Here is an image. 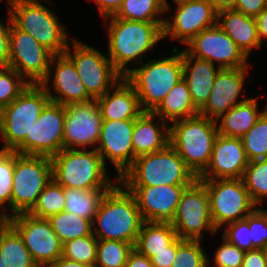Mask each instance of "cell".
Wrapping results in <instances>:
<instances>
[{"label": "cell", "instance_id": "cell-1", "mask_svg": "<svg viewBox=\"0 0 267 267\" xmlns=\"http://www.w3.org/2000/svg\"><path fill=\"white\" fill-rule=\"evenodd\" d=\"M107 25L108 53L113 67L124 77L131 68L129 63H143L145 55L163 39L164 22H142L105 17ZM134 62V63H132Z\"/></svg>", "mask_w": 267, "mask_h": 267}, {"label": "cell", "instance_id": "cell-2", "mask_svg": "<svg viewBox=\"0 0 267 267\" xmlns=\"http://www.w3.org/2000/svg\"><path fill=\"white\" fill-rule=\"evenodd\" d=\"M142 223L134 196L118 181L103 195L92 222L93 235L135 246Z\"/></svg>", "mask_w": 267, "mask_h": 267}, {"label": "cell", "instance_id": "cell-3", "mask_svg": "<svg viewBox=\"0 0 267 267\" xmlns=\"http://www.w3.org/2000/svg\"><path fill=\"white\" fill-rule=\"evenodd\" d=\"M169 57L148 59L132 68L124 78L134 87L144 112H153L172 88L183 79L182 51Z\"/></svg>", "mask_w": 267, "mask_h": 267}, {"label": "cell", "instance_id": "cell-4", "mask_svg": "<svg viewBox=\"0 0 267 267\" xmlns=\"http://www.w3.org/2000/svg\"><path fill=\"white\" fill-rule=\"evenodd\" d=\"M51 162L52 178L64 188L111 189L118 182L109 177L96 149H62L51 157Z\"/></svg>", "mask_w": 267, "mask_h": 267}, {"label": "cell", "instance_id": "cell-5", "mask_svg": "<svg viewBox=\"0 0 267 267\" xmlns=\"http://www.w3.org/2000/svg\"><path fill=\"white\" fill-rule=\"evenodd\" d=\"M217 136L216 120L198 114L170 124L169 144L198 178L210 163Z\"/></svg>", "mask_w": 267, "mask_h": 267}, {"label": "cell", "instance_id": "cell-6", "mask_svg": "<svg viewBox=\"0 0 267 267\" xmlns=\"http://www.w3.org/2000/svg\"><path fill=\"white\" fill-rule=\"evenodd\" d=\"M197 177L169 144L137 157L119 178L123 186L191 185Z\"/></svg>", "mask_w": 267, "mask_h": 267}, {"label": "cell", "instance_id": "cell-7", "mask_svg": "<svg viewBox=\"0 0 267 267\" xmlns=\"http://www.w3.org/2000/svg\"><path fill=\"white\" fill-rule=\"evenodd\" d=\"M46 3L51 0H43ZM42 0H18L9 4L7 10L11 22L29 33L37 42L54 55L64 54L69 41L67 30L59 21L55 10L47 8Z\"/></svg>", "mask_w": 267, "mask_h": 267}, {"label": "cell", "instance_id": "cell-8", "mask_svg": "<svg viewBox=\"0 0 267 267\" xmlns=\"http://www.w3.org/2000/svg\"><path fill=\"white\" fill-rule=\"evenodd\" d=\"M50 98L41 84L29 86L9 105L0 110V150L13 151L26 137Z\"/></svg>", "mask_w": 267, "mask_h": 267}, {"label": "cell", "instance_id": "cell-9", "mask_svg": "<svg viewBox=\"0 0 267 267\" xmlns=\"http://www.w3.org/2000/svg\"><path fill=\"white\" fill-rule=\"evenodd\" d=\"M51 179L50 157L23 155L14 151L11 216L28 213Z\"/></svg>", "mask_w": 267, "mask_h": 267}, {"label": "cell", "instance_id": "cell-10", "mask_svg": "<svg viewBox=\"0 0 267 267\" xmlns=\"http://www.w3.org/2000/svg\"><path fill=\"white\" fill-rule=\"evenodd\" d=\"M201 181L209 195L210 216L217 231L228 223L245 219L257 207L242 178Z\"/></svg>", "mask_w": 267, "mask_h": 267}, {"label": "cell", "instance_id": "cell-11", "mask_svg": "<svg viewBox=\"0 0 267 267\" xmlns=\"http://www.w3.org/2000/svg\"><path fill=\"white\" fill-rule=\"evenodd\" d=\"M64 54L75 64L82 83L94 99L103 96L123 78L107 55L76 38H72Z\"/></svg>", "mask_w": 267, "mask_h": 267}, {"label": "cell", "instance_id": "cell-12", "mask_svg": "<svg viewBox=\"0 0 267 267\" xmlns=\"http://www.w3.org/2000/svg\"><path fill=\"white\" fill-rule=\"evenodd\" d=\"M172 226L184 240L203 241L204 232L218 233L211 220L207 189L198 178L182 193Z\"/></svg>", "mask_w": 267, "mask_h": 267}, {"label": "cell", "instance_id": "cell-13", "mask_svg": "<svg viewBox=\"0 0 267 267\" xmlns=\"http://www.w3.org/2000/svg\"><path fill=\"white\" fill-rule=\"evenodd\" d=\"M6 221L22 237L38 267H50L62 256L63 244L48 219L20 213L9 217Z\"/></svg>", "mask_w": 267, "mask_h": 267}, {"label": "cell", "instance_id": "cell-14", "mask_svg": "<svg viewBox=\"0 0 267 267\" xmlns=\"http://www.w3.org/2000/svg\"><path fill=\"white\" fill-rule=\"evenodd\" d=\"M53 56L50 50L11 22L9 68L14 69L29 84H41L48 74Z\"/></svg>", "mask_w": 267, "mask_h": 267}, {"label": "cell", "instance_id": "cell-15", "mask_svg": "<svg viewBox=\"0 0 267 267\" xmlns=\"http://www.w3.org/2000/svg\"><path fill=\"white\" fill-rule=\"evenodd\" d=\"M65 106L50 101L26 137L13 151L23 155L52 157L63 149Z\"/></svg>", "mask_w": 267, "mask_h": 267}, {"label": "cell", "instance_id": "cell-16", "mask_svg": "<svg viewBox=\"0 0 267 267\" xmlns=\"http://www.w3.org/2000/svg\"><path fill=\"white\" fill-rule=\"evenodd\" d=\"M185 46L191 56L207 60L220 69L250 66L249 58L218 24L202 30Z\"/></svg>", "mask_w": 267, "mask_h": 267}, {"label": "cell", "instance_id": "cell-17", "mask_svg": "<svg viewBox=\"0 0 267 267\" xmlns=\"http://www.w3.org/2000/svg\"><path fill=\"white\" fill-rule=\"evenodd\" d=\"M102 121L96 99L66 105L63 149H95L100 139Z\"/></svg>", "mask_w": 267, "mask_h": 267}, {"label": "cell", "instance_id": "cell-18", "mask_svg": "<svg viewBox=\"0 0 267 267\" xmlns=\"http://www.w3.org/2000/svg\"><path fill=\"white\" fill-rule=\"evenodd\" d=\"M175 5L173 16L165 18L163 39L170 37L185 46L202 30L217 24L218 11L207 0H185Z\"/></svg>", "mask_w": 267, "mask_h": 267}, {"label": "cell", "instance_id": "cell-19", "mask_svg": "<svg viewBox=\"0 0 267 267\" xmlns=\"http://www.w3.org/2000/svg\"><path fill=\"white\" fill-rule=\"evenodd\" d=\"M134 123L135 120L102 121L100 139L95 149L105 166L109 161L113 164L118 180L135 160L132 145Z\"/></svg>", "mask_w": 267, "mask_h": 267}, {"label": "cell", "instance_id": "cell-20", "mask_svg": "<svg viewBox=\"0 0 267 267\" xmlns=\"http://www.w3.org/2000/svg\"><path fill=\"white\" fill-rule=\"evenodd\" d=\"M190 185L124 186L135 198L143 221L173 224L181 195Z\"/></svg>", "mask_w": 267, "mask_h": 267}, {"label": "cell", "instance_id": "cell-21", "mask_svg": "<svg viewBox=\"0 0 267 267\" xmlns=\"http://www.w3.org/2000/svg\"><path fill=\"white\" fill-rule=\"evenodd\" d=\"M51 83L54 93L50 90L49 84ZM41 85L52 102L64 106L72 103H85L94 99L82 83L75 64L65 54L52 57L48 74Z\"/></svg>", "mask_w": 267, "mask_h": 267}, {"label": "cell", "instance_id": "cell-22", "mask_svg": "<svg viewBox=\"0 0 267 267\" xmlns=\"http://www.w3.org/2000/svg\"><path fill=\"white\" fill-rule=\"evenodd\" d=\"M249 66L234 69H221L214 81L212 91L206 104L199 110V114L216 120L232 107L246 101L238 100L243 92L246 77L249 76Z\"/></svg>", "mask_w": 267, "mask_h": 267}, {"label": "cell", "instance_id": "cell-23", "mask_svg": "<svg viewBox=\"0 0 267 267\" xmlns=\"http://www.w3.org/2000/svg\"><path fill=\"white\" fill-rule=\"evenodd\" d=\"M248 162L241 138L218 134L213 145L210 163L198 179H241Z\"/></svg>", "mask_w": 267, "mask_h": 267}, {"label": "cell", "instance_id": "cell-24", "mask_svg": "<svg viewBox=\"0 0 267 267\" xmlns=\"http://www.w3.org/2000/svg\"><path fill=\"white\" fill-rule=\"evenodd\" d=\"M96 100L103 120H135L144 112L137 92L124 77Z\"/></svg>", "mask_w": 267, "mask_h": 267}, {"label": "cell", "instance_id": "cell-25", "mask_svg": "<svg viewBox=\"0 0 267 267\" xmlns=\"http://www.w3.org/2000/svg\"><path fill=\"white\" fill-rule=\"evenodd\" d=\"M183 79L187 82L194 106L200 110L208 100L215 78L221 70L207 60L191 56L182 49Z\"/></svg>", "mask_w": 267, "mask_h": 267}, {"label": "cell", "instance_id": "cell-26", "mask_svg": "<svg viewBox=\"0 0 267 267\" xmlns=\"http://www.w3.org/2000/svg\"><path fill=\"white\" fill-rule=\"evenodd\" d=\"M169 141L170 125L153 112H143L135 119L132 141L135 159L164 149Z\"/></svg>", "mask_w": 267, "mask_h": 267}, {"label": "cell", "instance_id": "cell-27", "mask_svg": "<svg viewBox=\"0 0 267 267\" xmlns=\"http://www.w3.org/2000/svg\"><path fill=\"white\" fill-rule=\"evenodd\" d=\"M217 24L248 58L253 49L261 48L255 17L225 9L218 11Z\"/></svg>", "mask_w": 267, "mask_h": 267}, {"label": "cell", "instance_id": "cell-28", "mask_svg": "<svg viewBox=\"0 0 267 267\" xmlns=\"http://www.w3.org/2000/svg\"><path fill=\"white\" fill-rule=\"evenodd\" d=\"M258 98H249L232 107L228 112L216 119L218 134L226 137L242 138L267 110L258 109Z\"/></svg>", "mask_w": 267, "mask_h": 267}, {"label": "cell", "instance_id": "cell-29", "mask_svg": "<svg viewBox=\"0 0 267 267\" xmlns=\"http://www.w3.org/2000/svg\"><path fill=\"white\" fill-rule=\"evenodd\" d=\"M153 113L170 125L174 121L198 115L199 110L192 102L187 82L182 79L165 96Z\"/></svg>", "mask_w": 267, "mask_h": 267}, {"label": "cell", "instance_id": "cell-30", "mask_svg": "<svg viewBox=\"0 0 267 267\" xmlns=\"http://www.w3.org/2000/svg\"><path fill=\"white\" fill-rule=\"evenodd\" d=\"M176 238L172 224L143 221L134 249L151 259L156 253L168 250Z\"/></svg>", "mask_w": 267, "mask_h": 267}, {"label": "cell", "instance_id": "cell-31", "mask_svg": "<svg viewBox=\"0 0 267 267\" xmlns=\"http://www.w3.org/2000/svg\"><path fill=\"white\" fill-rule=\"evenodd\" d=\"M0 255L5 267H38L22 237L6 220H0Z\"/></svg>", "mask_w": 267, "mask_h": 267}, {"label": "cell", "instance_id": "cell-32", "mask_svg": "<svg viewBox=\"0 0 267 267\" xmlns=\"http://www.w3.org/2000/svg\"><path fill=\"white\" fill-rule=\"evenodd\" d=\"M110 189L80 190L64 188L65 212L93 222L103 195Z\"/></svg>", "mask_w": 267, "mask_h": 267}, {"label": "cell", "instance_id": "cell-33", "mask_svg": "<svg viewBox=\"0 0 267 267\" xmlns=\"http://www.w3.org/2000/svg\"><path fill=\"white\" fill-rule=\"evenodd\" d=\"M165 13L162 0H124L113 16L130 21L164 22Z\"/></svg>", "mask_w": 267, "mask_h": 267}, {"label": "cell", "instance_id": "cell-34", "mask_svg": "<svg viewBox=\"0 0 267 267\" xmlns=\"http://www.w3.org/2000/svg\"><path fill=\"white\" fill-rule=\"evenodd\" d=\"M48 220L62 244L93 234L92 221L76 214L63 211L50 216Z\"/></svg>", "mask_w": 267, "mask_h": 267}, {"label": "cell", "instance_id": "cell-35", "mask_svg": "<svg viewBox=\"0 0 267 267\" xmlns=\"http://www.w3.org/2000/svg\"><path fill=\"white\" fill-rule=\"evenodd\" d=\"M242 179L253 203L262 207L267 200V159L249 161Z\"/></svg>", "mask_w": 267, "mask_h": 267}, {"label": "cell", "instance_id": "cell-36", "mask_svg": "<svg viewBox=\"0 0 267 267\" xmlns=\"http://www.w3.org/2000/svg\"><path fill=\"white\" fill-rule=\"evenodd\" d=\"M65 209L64 187L60 186L53 178L39 195L36 204L28 212L38 218L48 219L54 214Z\"/></svg>", "mask_w": 267, "mask_h": 267}, {"label": "cell", "instance_id": "cell-37", "mask_svg": "<svg viewBox=\"0 0 267 267\" xmlns=\"http://www.w3.org/2000/svg\"><path fill=\"white\" fill-rule=\"evenodd\" d=\"M134 245L118 240H98L94 267H125Z\"/></svg>", "mask_w": 267, "mask_h": 267}, {"label": "cell", "instance_id": "cell-38", "mask_svg": "<svg viewBox=\"0 0 267 267\" xmlns=\"http://www.w3.org/2000/svg\"><path fill=\"white\" fill-rule=\"evenodd\" d=\"M241 140L248 161L267 159V110Z\"/></svg>", "mask_w": 267, "mask_h": 267}, {"label": "cell", "instance_id": "cell-39", "mask_svg": "<svg viewBox=\"0 0 267 267\" xmlns=\"http://www.w3.org/2000/svg\"><path fill=\"white\" fill-rule=\"evenodd\" d=\"M13 173L14 151L0 150V220L11 217Z\"/></svg>", "mask_w": 267, "mask_h": 267}, {"label": "cell", "instance_id": "cell-40", "mask_svg": "<svg viewBox=\"0 0 267 267\" xmlns=\"http://www.w3.org/2000/svg\"><path fill=\"white\" fill-rule=\"evenodd\" d=\"M201 240H184L177 237V253L171 267H210L211 261Z\"/></svg>", "mask_w": 267, "mask_h": 267}, {"label": "cell", "instance_id": "cell-41", "mask_svg": "<svg viewBox=\"0 0 267 267\" xmlns=\"http://www.w3.org/2000/svg\"><path fill=\"white\" fill-rule=\"evenodd\" d=\"M98 239L92 234L63 244L62 257L91 267L96 263Z\"/></svg>", "mask_w": 267, "mask_h": 267}, {"label": "cell", "instance_id": "cell-42", "mask_svg": "<svg viewBox=\"0 0 267 267\" xmlns=\"http://www.w3.org/2000/svg\"><path fill=\"white\" fill-rule=\"evenodd\" d=\"M29 83L14 69L0 68V110L12 103Z\"/></svg>", "mask_w": 267, "mask_h": 267}, {"label": "cell", "instance_id": "cell-43", "mask_svg": "<svg viewBox=\"0 0 267 267\" xmlns=\"http://www.w3.org/2000/svg\"><path fill=\"white\" fill-rule=\"evenodd\" d=\"M223 228L224 231L221 237L225 238L229 243L244 251L256 249L250 238L249 215L243 220L228 223Z\"/></svg>", "mask_w": 267, "mask_h": 267}, {"label": "cell", "instance_id": "cell-44", "mask_svg": "<svg viewBox=\"0 0 267 267\" xmlns=\"http://www.w3.org/2000/svg\"><path fill=\"white\" fill-rule=\"evenodd\" d=\"M251 241L256 249H263L267 244V209L256 207L249 214Z\"/></svg>", "mask_w": 267, "mask_h": 267}, {"label": "cell", "instance_id": "cell-45", "mask_svg": "<svg viewBox=\"0 0 267 267\" xmlns=\"http://www.w3.org/2000/svg\"><path fill=\"white\" fill-rule=\"evenodd\" d=\"M222 243L213 256L215 267H242L245 251L221 238Z\"/></svg>", "mask_w": 267, "mask_h": 267}, {"label": "cell", "instance_id": "cell-46", "mask_svg": "<svg viewBox=\"0 0 267 267\" xmlns=\"http://www.w3.org/2000/svg\"><path fill=\"white\" fill-rule=\"evenodd\" d=\"M6 23L0 20V68L8 67L11 18L7 12Z\"/></svg>", "mask_w": 267, "mask_h": 267}, {"label": "cell", "instance_id": "cell-47", "mask_svg": "<svg viewBox=\"0 0 267 267\" xmlns=\"http://www.w3.org/2000/svg\"><path fill=\"white\" fill-rule=\"evenodd\" d=\"M267 7V0H236L233 10L256 17Z\"/></svg>", "mask_w": 267, "mask_h": 267}, {"label": "cell", "instance_id": "cell-48", "mask_svg": "<svg viewBox=\"0 0 267 267\" xmlns=\"http://www.w3.org/2000/svg\"><path fill=\"white\" fill-rule=\"evenodd\" d=\"M177 253V238L168 246V250L156 253L151 258L154 267H171Z\"/></svg>", "mask_w": 267, "mask_h": 267}, {"label": "cell", "instance_id": "cell-49", "mask_svg": "<svg viewBox=\"0 0 267 267\" xmlns=\"http://www.w3.org/2000/svg\"><path fill=\"white\" fill-rule=\"evenodd\" d=\"M242 267H267L263 249L245 251Z\"/></svg>", "mask_w": 267, "mask_h": 267}, {"label": "cell", "instance_id": "cell-50", "mask_svg": "<svg viewBox=\"0 0 267 267\" xmlns=\"http://www.w3.org/2000/svg\"><path fill=\"white\" fill-rule=\"evenodd\" d=\"M98 6L102 18L114 15L124 0H91Z\"/></svg>", "mask_w": 267, "mask_h": 267}, {"label": "cell", "instance_id": "cell-51", "mask_svg": "<svg viewBox=\"0 0 267 267\" xmlns=\"http://www.w3.org/2000/svg\"><path fill=\"white\" fill-rule=\"evenodd\" d=\"M125 267H154L151 259L140 254L136 249L129 254Z\"/></svg>", "mask_w": 267, "mask_h": 267}, {"label": "cell", "instance_id": "cell-52", "mask_svg": "<svg viewBox=\"0 0 267 267\" xmlns=\"http://www.w3.org/2000/svg\"><path fill=\"white\" fill-rule=\"evenodd\" d=\"M255 20H256L260 45L262 47V43L265 41V39H267V7L265 9H263L255 17Z\"/></svg>", "mask_w": 267, "mask_h": 267}, {"label": "cell", "instance_id": "cell-53", "mask_svg": "<svg viewBox=\"0 0 267 267\" xmlns=\"http://www.w3.org/2000/svg\"><path fill=\"white\" fill-rule=\"evenodd\" d=\"M50 267H91L73 260L59 257Z\"/></svg>", "mask_w": 267, "mask_h": 267}, {"label": "cell", "instance_id": "cell-54", "mask_svg": "<svg viewBox=\"0 0 267 267\" xmlns=\"http://www.w3.org/2000/svg\"><path fill=\"white\" fill-rule=\"evenodd\" d=\"M217 11L233 9L236 0H207Z\"/></svg>", "mask_w": 267, "mask_h": 267}, {"label": "cell", "instance_id": "cell-55", "mask_svg": "<svg viewBox=\"0 0 267 267\" xmlns=\"http://www.w3.org/2000/svg\"><path fill=\"white\" fill-rule=\"evenodd\" d=\"M180 1H185V0H173L174 3H177V2H180ZM162 2H163V5L166 8V12H168L169 8H171L170 7L171 5L168 3V0H162Z\"/></svg>", "mask_w": 267, "mask_h": 267}, {"label": "cell", "instance_id": "cell-56", "mask_svg": "<svg viewBox=\"0 0 267 267\" xmlns=\"http://www.w3.org/2000/svg\"><path fill=\"white\" fill-rule=\"evenodd\" d=\"M263 250H264V253H265V256H266V260H267V244L264 246Z\"/></svg>", "mask_w": 267, "mask_h": 267}, {"label": "cell", "instance_id": "cell-57", "mask_svg": "<svg viewBox=\"0 0 267 267\" xmlns=\"http://www.w3.org/2000/svg\"><path fill=\"white\" fill-rule=\"evenodd\" d=\"M0 267H5V265H4L3 262H2V257H1V255H0Z\"/></svg>", "mask_w": 267, "mask_h": 267}, {"label": "cell", "instance_id": "cell-58", "mask_svg": "<svg viewBox=\"0 0 267 267\" xmlns=\"http://www.w3.org/2000/svg\"><path fill=\"white\" fill-rule=\"evenodd\" d=\"M18 0H7L8 5Z\"/></svg>", "mask_w": 267, "mask_h": 267}]
</instances>
